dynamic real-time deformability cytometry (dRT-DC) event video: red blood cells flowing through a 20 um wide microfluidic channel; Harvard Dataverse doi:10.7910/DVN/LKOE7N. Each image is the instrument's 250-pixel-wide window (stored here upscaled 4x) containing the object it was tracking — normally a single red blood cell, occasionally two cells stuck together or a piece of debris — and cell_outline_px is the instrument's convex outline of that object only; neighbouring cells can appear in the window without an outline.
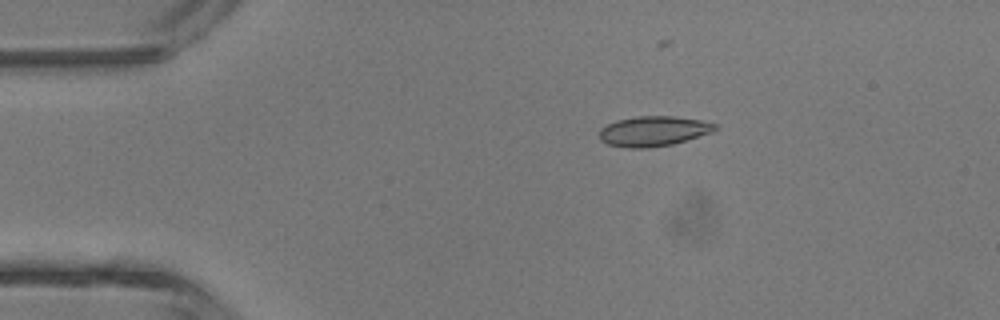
{"species": "common noctule bat (a hibernating species)", "species_latin": "Nyctalus noctula", "temperature_condition": "room temperature", "stored_images_in_passage": 5, "camera_frame_rate_fps": 3000, "um_per_image_px": 0.085, "animal": {"sex": "male", "body_mass_g": 13.3}, "frame": {"image": 1, "passage_image": 2, "time_ms": 2.0, "image_size_px": [1000, 320], "cell_outline_px": [[716, 128], [712, 132], [672, 144], [648, 148], [628, 148], [608, 144], [600, 140], [600, 128], [616, 120], [636, 116], [676, 116], [700, 120], [716, 124]], "centroid_in_image_um": [55.51, 11.14], "position_along_channel_um": 29.5, "area_um2": 20.17}}